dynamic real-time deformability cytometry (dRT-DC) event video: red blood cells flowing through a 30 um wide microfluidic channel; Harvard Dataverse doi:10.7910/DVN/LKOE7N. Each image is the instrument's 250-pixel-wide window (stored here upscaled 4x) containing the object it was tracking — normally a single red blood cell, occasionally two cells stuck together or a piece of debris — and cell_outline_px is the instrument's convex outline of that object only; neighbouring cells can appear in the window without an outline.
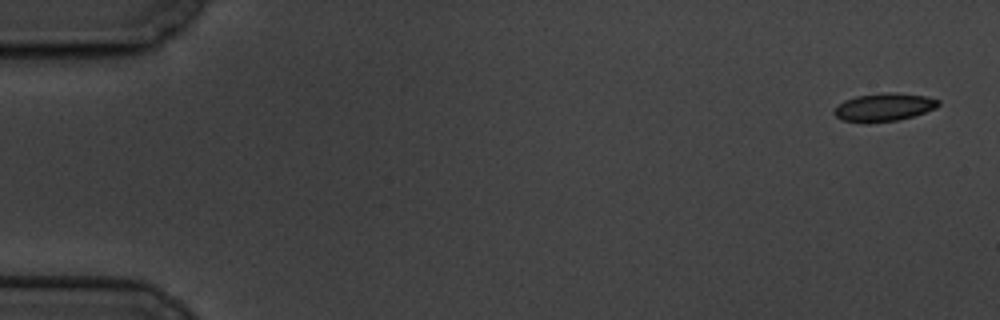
{"species": "common noctule bat (a hibernating species)", "species_latin": "Nyctalus noctula", "temperature_condition": "cold", "stored_images_in_passage": 6, "camera_frame_rate_fps": 3000, "um_per_image_px": 0.085, "animal": {"sex": "male", "body_mass_g": 19.5, "forearm_length_mm": 54.6}, "frame": {"image": 1, "passage_image": 1, "time_ms": 0.0, "image_size_px": [1000, 320], "cell_outline_px": [[940, 104], [936, 108], [912, 116], [896, 120], [868, 124], [864, 124], [840, 120], [832, 112], [844, 100], [856, 96], [884, 92], [892, 92], [924, 96], [940, 100]], "centroid_in_image_um": [75.09, 9.13], "position_along_channel_um": 9.9, "area_um2": 17.17}}
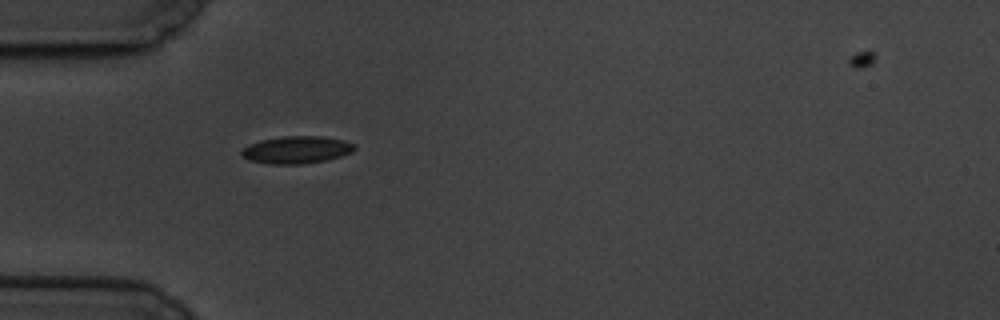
{"frame": {"image": 2, "passage_image": 5, "time_ms": 5.333, "image_size_px": [1000, 320], "cell_outline_px": [[356, 148], [352, 152], [328, 160], [304, 164], [268, 164], [248, 160], [240, 156], [240, 152], [248, 144], [260, 140], [284, 136], [320, 136], [344, 140], [356, 144]], "centroid_in_image_um": [25.19, 12.74], "position_along_channel_um": 59.8, "area_um2": 18.26}}
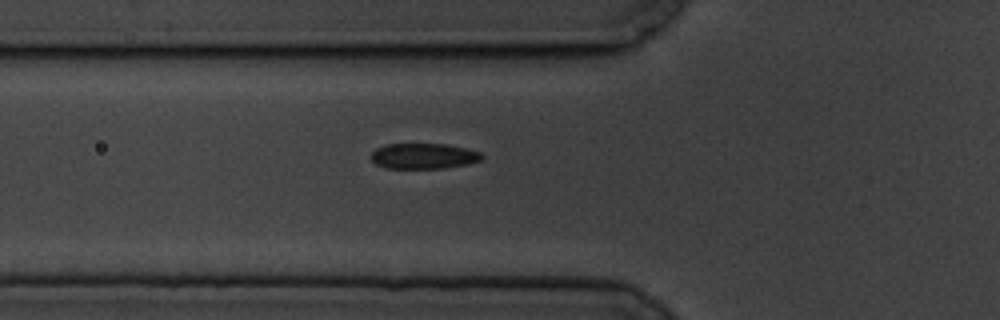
{"frame": {"image": 3, "passage_image": 6, "time_ms": 6.333, "image_size_px": [1000, 320], "cell_outline_px": [[484, 156], [480, 160], [468, 164], [444, 168], [388, 168], [376, 164], [372, 160], [372, 152], [376, 148], [388, 144], [448, 144], [480, 152]], "centroid_in_image_um": [36.02, 13.26], "position_along_channel_um": 89.8, "area_um2": 16.36}}